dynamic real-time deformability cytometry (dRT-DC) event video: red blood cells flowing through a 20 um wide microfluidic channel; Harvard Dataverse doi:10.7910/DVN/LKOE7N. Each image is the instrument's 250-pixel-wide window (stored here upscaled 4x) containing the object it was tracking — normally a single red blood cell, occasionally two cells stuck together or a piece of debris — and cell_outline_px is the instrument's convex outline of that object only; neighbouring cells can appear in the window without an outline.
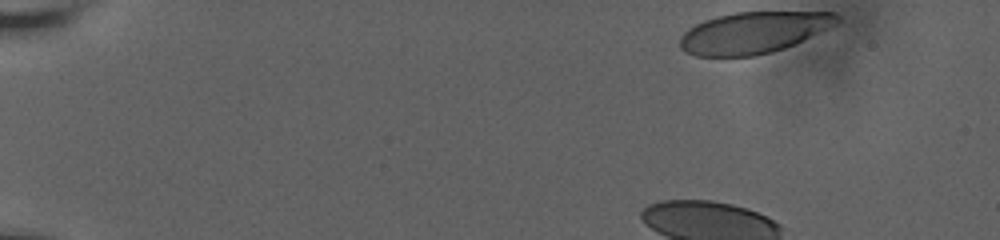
{"species": "human", "species_latin": "Homo sapiens", "temperature_condition": "room temperature", "stored_images_in_passage": 40, "camera_frame_rate_fps": 3000, "um_per_image_px": 0.085, "donor": {"sex": "male"}, "frame": {"image": 1, "passage_image": 1, "time_ms": 0.0, "image_size_px": [1000, 240], "cell_outline_px": [[840, 20], [828, 28], [784, 48], [772, 52], [752, 56], [696, 56], [684, 52], [680, 48], [680, 36], [688, 28], [704, 20], [716, 16], [736, 12], [832, 12], [840, 16]], "centroid_in_image_um": [63.99, 2.77], "position_along_channel_um": 21.0, "area_um2": 37.74}, "authors_computed_cell_mechanics": {"area_um2": 44.9973, "velocity_mm_per_s": 3.6309, "shape_relaxation_time_tau1_ms": 5.4428, "shape_relaxation_time_tau2_ms": null, "deformation_change_tau1": 0.218, "deformation_change_tau2": null}}